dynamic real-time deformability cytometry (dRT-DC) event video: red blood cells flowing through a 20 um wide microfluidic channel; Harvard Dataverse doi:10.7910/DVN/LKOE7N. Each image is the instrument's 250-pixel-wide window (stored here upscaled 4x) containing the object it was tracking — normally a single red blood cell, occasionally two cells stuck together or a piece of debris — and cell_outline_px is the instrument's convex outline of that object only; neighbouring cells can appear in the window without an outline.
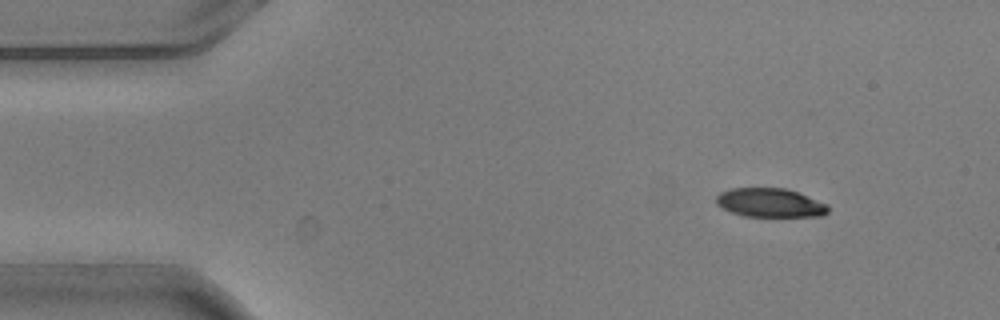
{"species": "common noctule bat (a hibernating species)", "species_latin": "Nyctalus noctula", "temperature_condition": "warm", "stored_images_in_passage": 4, "camera_frame_rate_fps": 3000, "um_per_image_px": 0.085, "animal": {"sex": "male", "body_mass_g": 20.5, "forearm_length_mm": 52.5}, "frame": {"image": 1, "passage_image": 1, "time_ms": 0.0, "image_size_px": [1000, 320], "cell_outline_px": [[828, 212], [824, 216], [744, 216], [720, 208], [716, 204], [716, 196], [720, 192], [732, 188], [784, 188], [796, 192], [828, 204]], "centroid_in_image_um": [65.43, 17.24], "position_along_channel_um": 19.6, "area_um2": 18.79}}
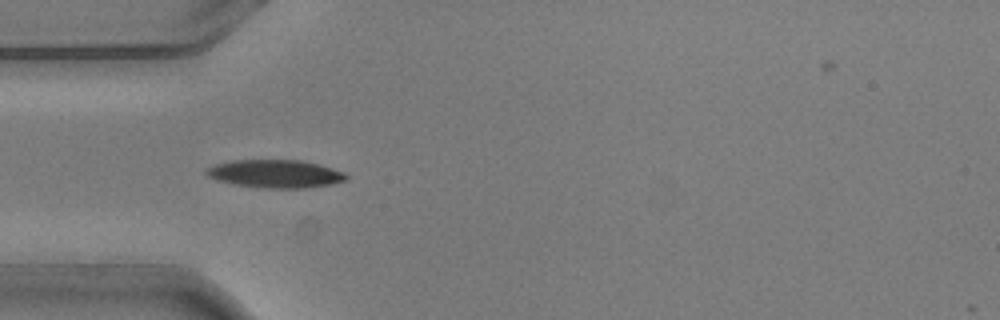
{"frame": {"image": 2, "passage_image": 3, "time_ms": 0.667, "image_size_px": [1000, 320], "cell_outline_px": [[348, 180], [332, 184], [304, 188], [264, 188], [236, 184], [216, 180], [208, 176], [204, 172], [204, 168], [216, 164], [232, 160], [300, 160], [332, 168], [344, 172], [348, 176]], "centroid_in_image_um": [23.39, 14.77], "position_along_channel_um": 61.6, "area_um2": 22.83}}